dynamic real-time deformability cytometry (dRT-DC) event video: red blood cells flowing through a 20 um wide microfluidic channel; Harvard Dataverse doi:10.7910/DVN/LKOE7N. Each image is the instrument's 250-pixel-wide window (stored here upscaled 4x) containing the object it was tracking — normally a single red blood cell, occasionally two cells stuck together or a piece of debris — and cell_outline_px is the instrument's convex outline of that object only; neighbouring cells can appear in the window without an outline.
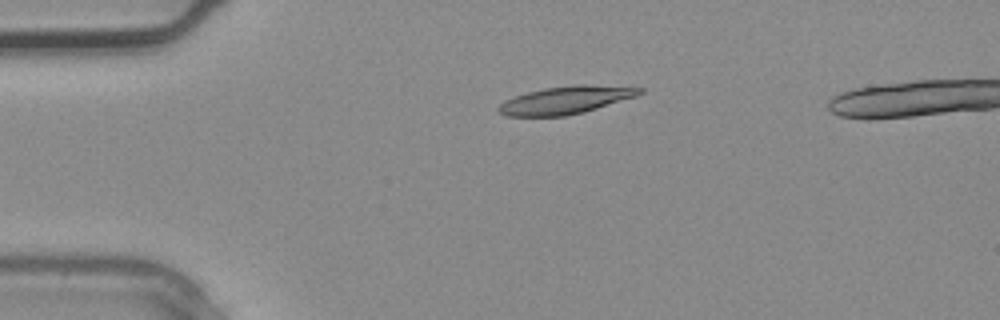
{"species": "common noctule bat (a hibernating species)", "species_latin": "Nyctalus noctula", "temperature_condition": "warm", "stored_images_in_passage": 4, "camera_frame_rate_fps": 3000, "um_per_image_px": 0.085, "animal": {"sex": "male", "body_mass_g": 20.4}, "frame": {"image": 1, "passage_image": 3, "time_ms": 0.667, "image_size_px": [1000, 320], "cell_outline_px": [[644, 92], [636, 96], [584, 112], [564, 116], [504, 116], [496, 108], [504, 100], [528, 92], [544, 88], [572, 84], [588, 84], [644, 88]], "centroid_in_image_um": [48.08, 8.5], "position_along_channel_um": 36.9, "area_um2": 22.77}}